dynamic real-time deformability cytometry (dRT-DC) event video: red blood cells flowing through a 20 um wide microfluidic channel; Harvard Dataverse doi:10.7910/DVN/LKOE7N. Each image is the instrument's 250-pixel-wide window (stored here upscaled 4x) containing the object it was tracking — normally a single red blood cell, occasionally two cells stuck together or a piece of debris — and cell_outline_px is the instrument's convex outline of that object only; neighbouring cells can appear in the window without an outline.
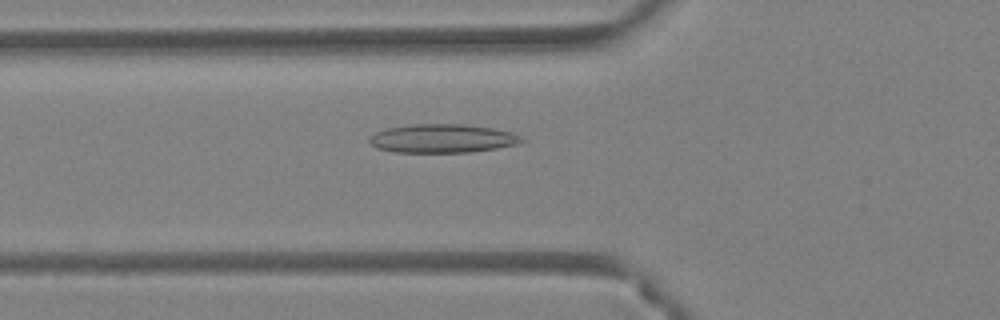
{"species": "Egyptian fruit bat (a non-hibernating species)", "species_latin": "Rousettus aegyptiacus", "temperature_condition": "warm", "stored_images_in_passage": 49, "camera_frame_rate_fps": 3000, "um_per_image_px": 0.085, "animal": {"sex": "female"}, "frame": {"image": 1, "passage_image": 18, "time_ms": 5.667, "image_size_px": [1000, 320], "cell_outline_px": [[528, 140], [516, 144], [496, 148], [468, 152], [396, 152], [376, 148], [368, 140], [376, 132], [388, 128], [412, 124], [464, 124], [492, 128], [508, 132], [520, 136]], "centroid_in_image_um": [37.6, 11.77], "position_along_channel_um": 88.2, "area_um2": 25.14}}
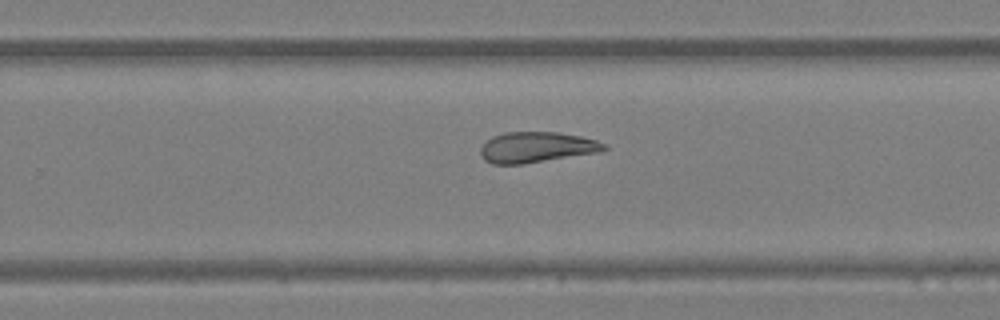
{"frame": {"image": 2, "passage_image": 32, "time_ms": 10.333, "image_size_px": [1000, 320], "cell_outline_px": [[608, 148], [600, 152], [524, 164], [492, 164], [484, 160], [480, 156], [480, 148], [492, 136], [504, 132], [560, 132], [580, 136], [596, 140], [608, 144]], "centroid_in_image_um": [45.62, 12.52], "position_along_channel_um": 284.2, "area_um2": 22.31}}
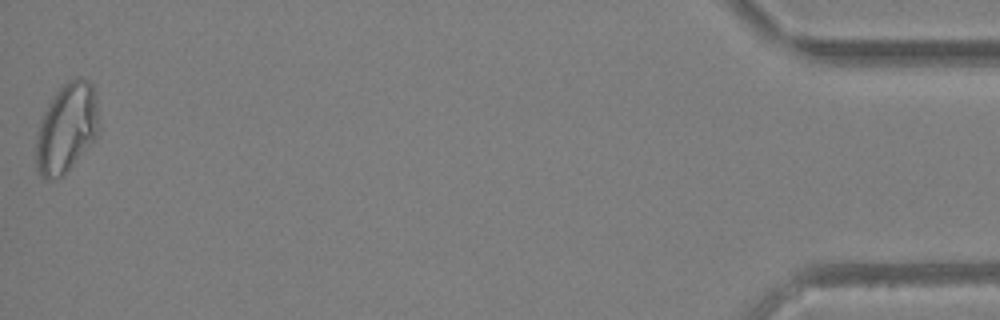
{"frame": {"image": 3, "passage_image": 49, "time_ms": 16.0, "image_size_px": [1000, 320], "cell_outline_px": [[100, 128], [96, 136], [72, 164], [60, 176], [48, 180], [44, 180], [36, 172], [36, 132], [44, 112], [52, 96], [60, 84], [76, 76], [80, 76], [88, 80], [92, 84], [96, 104]], "centroid_in_image_um": [5.62, 10.83], "position_along_channel_um": 429.6, "area_um2": 32.71}, "authors_computed_cell_mechanics": {"area_um2": 26.9926, "velocity_mm_per_s": 4.2055, "shape_relaxation_time_tau1_ms": null, "shape_relaxation_time_tau2_ms": 4.2839, "deformation_change_tau1": null, "deformation_change_tau2": 0.1364}}